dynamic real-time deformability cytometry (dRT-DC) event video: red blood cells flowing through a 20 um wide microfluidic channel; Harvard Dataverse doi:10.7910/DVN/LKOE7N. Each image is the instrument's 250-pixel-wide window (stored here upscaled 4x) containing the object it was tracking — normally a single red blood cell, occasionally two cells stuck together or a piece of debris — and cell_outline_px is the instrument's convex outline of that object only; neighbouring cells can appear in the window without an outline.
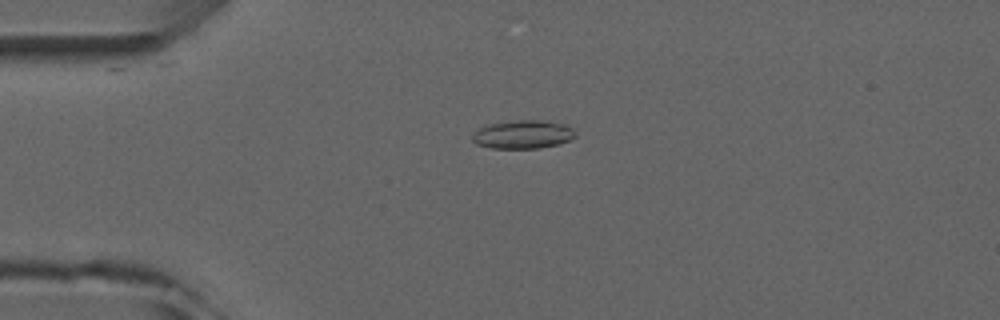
{"species": "common noctule bat (a hibernating species)", "species_latin": "Nyctalus noctula", "temperature_condition": "room temperature", "stored_images_in_passage": 7, "camera_frame_rate_fps": 3000, "um_per_image_px": 0.085, "animal": {"sex": "male", "forearm_length_mm": 52.5}, "frame": {"image": 1, "passage_image": 2, "time_ms": 1.0, "image_size_px": [1000, 320], "cell_outline_px": [[576, 136], [568, 140], [556, 144], [540, 148], [492, 148], [476, 144], [472, 140], [472, 136], [480, 128], [488, 124], [516, 120], [548, 120], [564, 124], [572, 128], [576, 132]], "centroid_in_image_um": [44.46, 11.42], "position_along_channel_um": 40.5, "area_um2": 16.99}}
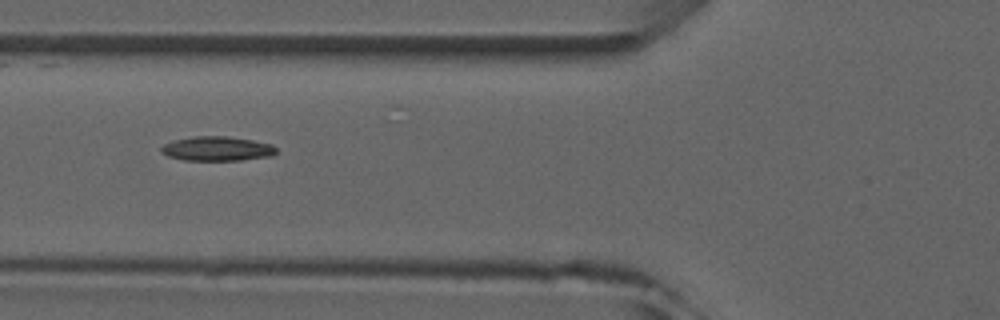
{"frame": {"image": 2, "passage_image": 4, "time_ms": 3.333, "image_size_px": [1000, 320], "cell_outline_px": [[276, 152], [272, 156], [240, 160], [184, 160], [168, 156], [160, 152], [160, 148], [164, 144], [172, 140], [196, 136], [228, 136], [252, 140], [272, 144], [276, 148]], "centroid_in_image_um": [18.44, 12.63], "position_along_channel_um": 107.4, "area_um2": 16.42}}
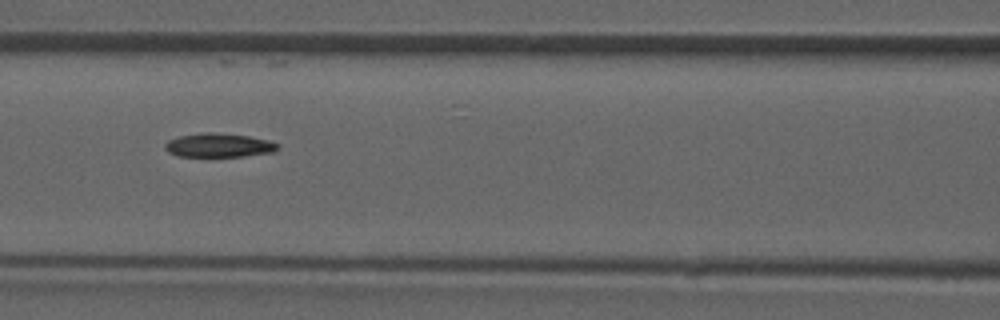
{"frame": {"image": 3, "passage_image": 5, "time_ms": 4.333, "image_size_px": [1000, 320], "cell_outline_px": [[280, 148], [272, 152], [244, 156], [180, 156], [168, 152], [164, 148], [164, 144], [168, 140], [180, 136], [200, 132], [212, 132], [248, 136], [268, 140], [280, 144]], "centroid_in_image_um": [18.6, 12.34], "position_along_channel_um": 148.0, "area_um2": 15.66}}